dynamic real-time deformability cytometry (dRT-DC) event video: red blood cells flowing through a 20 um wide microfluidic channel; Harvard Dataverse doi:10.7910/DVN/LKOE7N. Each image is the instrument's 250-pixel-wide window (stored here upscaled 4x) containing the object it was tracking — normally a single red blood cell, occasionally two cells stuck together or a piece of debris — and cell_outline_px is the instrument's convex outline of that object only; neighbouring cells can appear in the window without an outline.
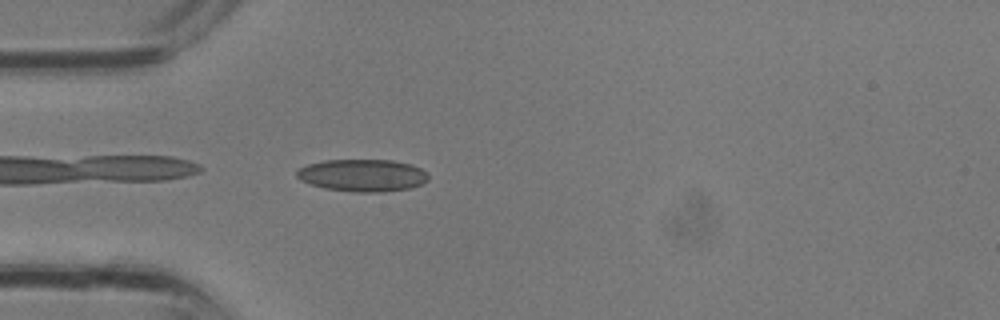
{"species": "common noctule bat (a hibernating species)", "species_latin": "Nyctalus noctula", "temperature_condition": "room temperature", "stored_images_in_passage": 3, "camera_frame_rate_fps": 3000, "um_per_image_px": 0.085, "animal": {"sex": "male", "body_mass_g": 13.3}, "frame": {"image": 1, "passage_image": 3, "time_ms": 0.667, "image_size_px": [1000, 320], "cell_outline_px": [[428, 180], [424, 184], [412, 188], [380, 192], [356, 192], [324, 188], [300, 180], [296, 176], [296, 172], [300, 168], [308, 164], [324, 160], [392, 160], [412, 164], [428, 172]], "centroid_in_image_um": [30.86, 14.9], "position_along_channel_um": 54.1, "area_um2": 24.91}}